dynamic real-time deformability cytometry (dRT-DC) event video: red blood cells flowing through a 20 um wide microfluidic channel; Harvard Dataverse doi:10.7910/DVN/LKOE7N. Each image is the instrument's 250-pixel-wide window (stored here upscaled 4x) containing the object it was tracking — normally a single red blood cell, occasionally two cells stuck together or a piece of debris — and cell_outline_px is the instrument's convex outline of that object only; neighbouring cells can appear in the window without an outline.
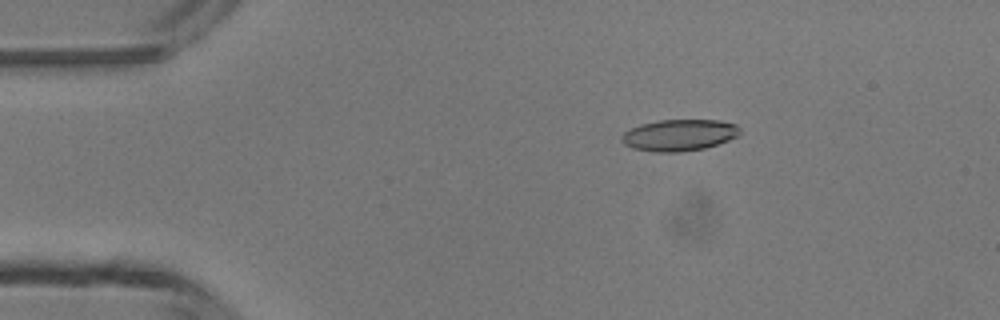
{"species": "common noctule bat (a hibernating species)", "species_latin": "Nyctalus noctula", "temperature_condition": "room temperature", "stored_images_in_passage": 4, "camera_frame_rate_fps": 3000, "um_per_image_px": 0.085, "animal": {"sex": "male", "body_mass_g": 13.3}, "frame": {"image": 1, "passage_image": 1, "time_ms": 0.0, "image_size_px": [1000, 320], "cell_outline_px": [[740, 136], [704, 148], [680, 152], [652, 152], [632, 148], [624, 144], [620, 140], [620, 136], [624, 132], [640, 124], [660, 120], [720, 120], [736, 124], [740, 128]], "centroid_in_image_um": [57.72, 11.48], "position_along_channel_um": 27.3, "area_um2": 21.85}}
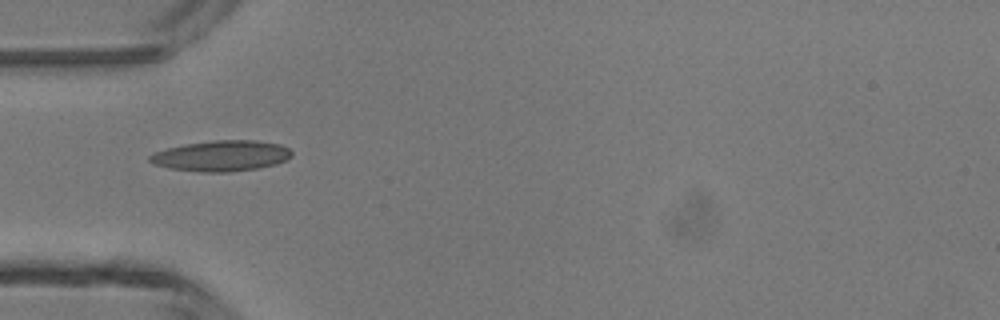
{"frame": {"image": 2, "passage_image": 3, "time_ms": 2.333, "image_size_px": [1000, 320], "cell_outline_px": [[292, 156], [288, 160], [276, 164], [256, 168], [232, 172], [200, 172], [168, 168], [156, 164], [148, 160], [148, 156], [156, 152], [168, 148], [184, 144], [212, 140], [256, 140], [280, 144], [288, 148], [292, 152]], "centroid_in_image_um": [18.84, 13.24], "position_along_channel_um": 66.2, "area_um2": 25.49}}
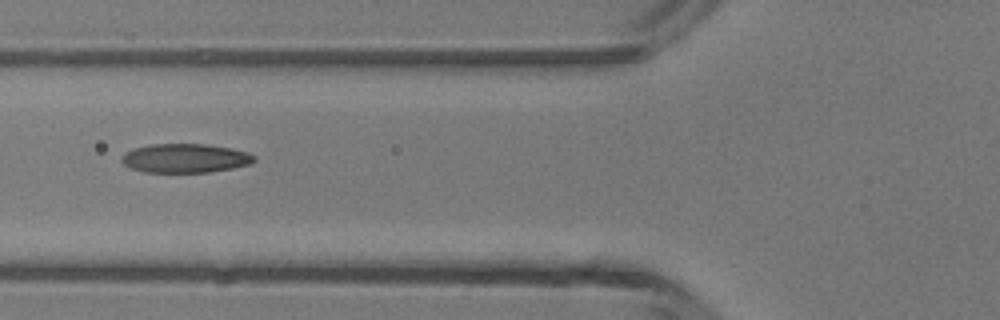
{"frame": {"image": 3, "passage_image": 4, "time_ms": 3.333, "image_size_px": [1000, 320], "cell_outline_px": [[256, 160], [248, 164], [232, 168], [212, 172], [144, 172], [128, 168], [120, 160], [120, 156], [124, 152], [132, 148], [152, 144], [208, 144], [232, 148], [248, 152], [256, 156]], "centroid_in_image_um": [15.7, 13.44], "position_along_channel_um": 110.1, "area_um2": 22.72}}